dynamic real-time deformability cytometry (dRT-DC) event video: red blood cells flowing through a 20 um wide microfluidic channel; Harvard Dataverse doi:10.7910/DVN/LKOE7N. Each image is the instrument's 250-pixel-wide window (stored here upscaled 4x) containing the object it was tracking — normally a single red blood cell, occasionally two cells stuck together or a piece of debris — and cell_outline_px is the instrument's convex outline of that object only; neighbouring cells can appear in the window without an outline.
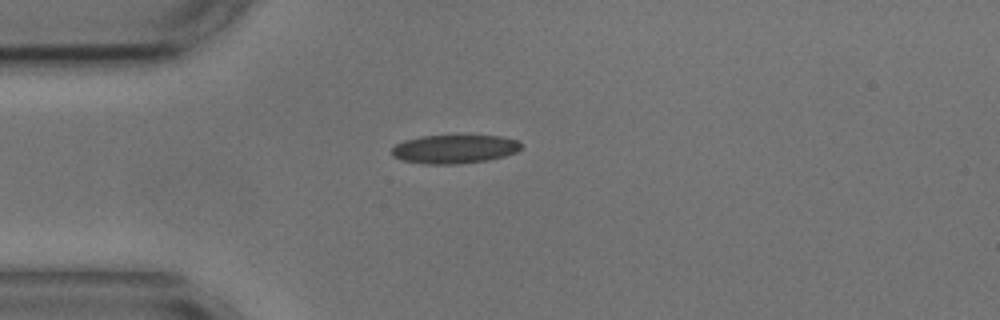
{"species": "common noctule bat (a hibernating species)", "species_latin": "Nyctalus noctula", "temperature_condition": "cold", "stored_images_in_passage": 1, "camera_frame_rate_fps": 3000, "um_per_image_px": 0.085, "animal": {"sex": "male", "body_mass_g": 17.9, "forearm_length_mm": 54.2}, "frame": {"image": 1, "passage_image": 1, "time_ms": 0.0, "image_size_px": [1000, 320], "cell_outline_px": [[524, 144], [516, 152], [504, 156], [488, 160], [456, 164], [424, 164], [400, 160], [392, 156], [392, 148], [396, 144], [404, 140], [420, 136], [500, 136], [520, 140]], "centroid_in_image_um": [38.63, 12.67], "position_along_channel_um": 46.4, "area_um2": 21.73}}